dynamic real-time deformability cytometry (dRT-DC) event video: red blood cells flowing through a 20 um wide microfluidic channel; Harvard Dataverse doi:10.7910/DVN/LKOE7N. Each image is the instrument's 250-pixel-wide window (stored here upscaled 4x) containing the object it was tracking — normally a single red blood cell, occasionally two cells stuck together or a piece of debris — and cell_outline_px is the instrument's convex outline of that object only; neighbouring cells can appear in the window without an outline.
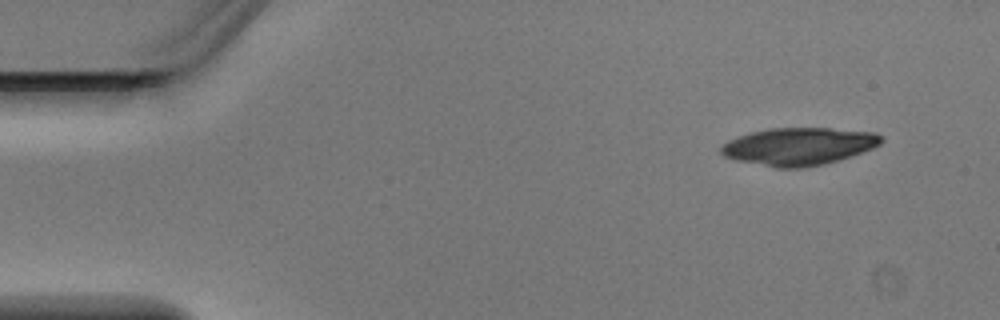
{"species": "Egyptian fruit bat (a non-hibernating species)", "species_latin": "Rousettus aegyptiacus", "temperature_condition": "warm", "stored_images_in_passage": 4, "camera_frame_rate_fps": 3000, "um_per_image_px": 0.085, "animal": {"sex": "male"}, "frame": {"image": 1, "passage_image": 1, "time_ms": 0.0, "image_size_px": [1000, 320], "cell_outline_px": [[884, 140], [880, 144], [872, 148], [824, 164], [800, 168], [776, 168], [736, 160], [724, 156], [720, 152], [720, 144], [728, 140], [752, 132], [768, 128], [832, 128], [876, 132]], "centroid_in_image_um": [67.86, 12.43], "position_along_channel_um": 17.1, "area_um2": 34.91}}